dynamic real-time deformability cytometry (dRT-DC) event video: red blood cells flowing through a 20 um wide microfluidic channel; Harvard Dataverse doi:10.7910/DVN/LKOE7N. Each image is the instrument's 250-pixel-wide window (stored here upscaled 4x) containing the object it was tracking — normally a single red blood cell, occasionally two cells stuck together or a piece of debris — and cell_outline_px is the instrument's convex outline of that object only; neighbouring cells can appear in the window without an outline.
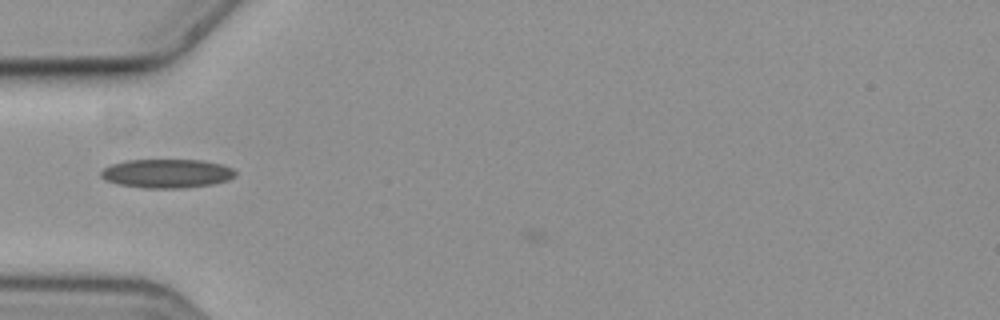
{"species": "common noctule bat (a hibernating species)", "species_latin": "Nyctalus noctula", "temperature_condition": "cold", "stored_images_in_passage": 17, "camera_frame_rate_fps": 3000, "um_per_image_px": 0.085, "animal": {"sex": "female", "body_mass_g": 19.3, "forearm_length_mm": 54.1}, "frame": {"image": 1, "passage_image": 16, "time_ms": 5.0, "image_size_px": [1000, 320], "cell_outline_px": [[236, 176], [228, 180], [212, 184], [184, 188], [144, 188], [120, 184], [104, 180], [100, 176], [100, 172], [104, 168], [112, 164], [124, 160], [204, 160], [220, 164], [232, 168], [236, 172]], "centroid_in_image_um": [14.18, 14.74], "position_along_channel_um": 70.8, "area_um2": 22.66}}